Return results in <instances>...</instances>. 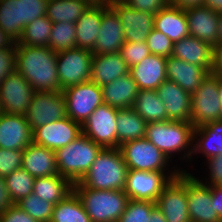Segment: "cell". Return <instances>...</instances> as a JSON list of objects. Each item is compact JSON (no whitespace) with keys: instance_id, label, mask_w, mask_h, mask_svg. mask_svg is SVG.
Instances as JSON below:
<instances>
[{"instance_id":"6da1fadb","label":"cell","mask_w":222,"mask_h":222,"mask_svg":"<svg viewBox=\"0 0 222 222\" xmlns=\"http://www.w3.org/2000/svg\"><path fill=\"white\" fill-rule=\"evenodd\" d=\"M15 61V70L31 84L35 92L62 91L57 72V53L49 47L15 42Z\"/></svg>"},{"instance_id":"7a4b0ae2","label":"cell","mask_w":222,"mask_h":222,"mask_svg":"<svg viewBox=\"0 0 222 222\" xmlns=\"http://www.w3.org/2000/svg\"><path fill=\"white\" fill-rule=\"evenodd\" d=\"M194 129L190 122L170 120L151 122L146 124L145 138L162 151L170 161L175 154H181L180 158L183 161L191 162Z\"/></svg>"},{"instance_id":"3957f363","label":"cell","mask_w":222,"mask_h":222,"mask_svg":"<svg viewBox=\"0 0 222 222\" xmlns=\"http://www.w3.org/2000/svg\"><path fill=\"white\" fill-rule=\"evenodd\" d=\"M127 172L119 148L102 149L78 183L93 190H124Z\"/></svg>"},{"instance_id":"277c9868","label":"cell","mask_w":222,"mask_h":222,"mask_svg":"<svg viewBox=\"0 0 222 222\" xmlns=\"http://www.w3.org/2000/svg\"><path fill=\"white\" fill-rule=\"evenodd\" d=\"M73 191L92 222H117L129 201L124 190H93L77 182Z\"/></svg>"},{"instance_id":"5b68a950","label":"cell","mask_w":222,"mask_h":222,"mask_svg":"<svg viewBox=\"0 0 222 222\" xmlns=\"http://www.w3.org/2000/svg\"><path fill=\"white\" fill-rule=\"evenodd\" d=\"M102 149L93 140L81 134L65 147L55 151L59 174L73 184L80 182Z\"/></svg>"},{"instance_id":"8992f818","label":"cell","mask_w":222,"mask_h":222,"mask_svg":"<svg viewBox=\"0 0 222 222\" xmlns=\"http://www.w3.org/2000/svg\"><path fill=\"white\" fill-rule=\"evenodd\" d=\"M173 168L168 170L169 173L128 170L124 192L129 200L152 201L156 203L163 189L183 171L180 167Z\"/></svg>"},{"instance_id":"52a82bcc","label":"cell","mask_w":222,"mask_h":222,"mask_svg":"<svg viewBox=\"0 0 222 222\" xmlns=\"http://www.w3.org/2000/svg\"><path fill=\"white\" fill-rule=\"evenodd\" d=\"M221 118L219 75L211 73L191 95V124L194 127H200Z\"/></svg>"},{"instance_id":"ba28073f","label":"cell","mask_w":222,"mask_h":222,"mask_svg":"<svg viewBox=\"0 0 222 222\" xmlns=\"http://www.w3.org/2000/svg\"><path fill=\"white\" fill-rule=\"evenodd\" d=\"M128 170L167 172L170 160L146 138L130 140L119 146Z\"/></svg>"},{"instance_id":"9c48e42d","label":"cell","mask_w":222,"mask_h":222,"mask_svg":"<svg viewBox=\"0 0 222 222\" xmlns=\"http://www.w3.org/2000/svg\"><path fill=\"white\" fill-rule=\"evenodd\" d=\"M93 53L79 47L57 53V72L61 90L91 81Z\"/></svg>"},{"instance_id":"30bf717a","label":"cell","mask_w":222,"mask_h":222,"mask_svg":"<svg viewBox=\"0 0 222 222\" xmlns=\"http://www.w3.org/2000/svg\"><path fill=\"white\" fill-rule=\"evenodd\" d=\"M62 93L66 99L67 116L81 126L104 103L101 86L91 81L70 86Z\"/></svg>"},{"instance_id":"8fae6325","label":"cell","mask_w":222,"mask_h":222,"mask_svg":"<svg viewBox=\"0 0 222 222\" xmlns=\"http://www.w3.org/2000/svg\"><path fill=\"white\" fill-rule=\"evenodd\" d=\"M117 112L118 109L105 103L99 105L81 126L82 134L103 149L118 148Z\"/></svg>"},{"instance_id":"7c38bea8","label":"cell","mask_w":222,"mask_h":222,"mask_svg":"<svg viewBox=\"0 0 222 222\" xmlns=\"http://www.w3.org/2000/svg\"><path fill=\"white\" fill-rule=\"evenodd\" d=\"M25 117L32 131L37 127L67 117L64 94L62 91L35 92Z\"/></svg>"},{"instance_id":"4fadbf2b","label":"cell","mask_w":222,"mask_h":222,"mask_svg":"<svg viewBox=\"0 0 222 222\" xmlns=\"http://www.w3.org/2000/svg\"><path fill=\"white\" fill-rule=\"evenodd\" d=\"M156 206L162 211L167 222H191L187 201V172H181L177 178L163 189Z\"/></svg>"},{"instance_id":"5bb4252c","label":"cell","mask_w":222,"mask_h":222,"mask_svg":"<svg viewBox=\"0 0 222 222\" xmlns=\"http://www.w3.org/2000/svg\"><path fill=\"white\" fill-rule=\"evenodd\" d=\"M35 90L16 70L0 83V102L6 114L25 116Z\"/></svg>"},{"instance_id":"9a60e30c","label":"cell","mask_w":222,"mask_h":222,"mask_svg":"<svg viewBox=\"0 0 222 222\" xmlns=\"http://www.w3.org/2000/svg\"><path fill=\"white\" fill-rule=\"evenodd\" d=\"M32 142L56 151L82 134L81 125L70 117L47 123L32 131Z\"/></svg>"},{"instance_id":"2e32d148","label":"cell","mask_w":222,"mask_h":222,"mask_svg":"<svg viewBox=\"0 0 222 222\" xmlns=\"http://www.w3.org/2000/svg\"><path fill=\"white\" fill-rule=\"evenodd\" d=\"M187 172V201L191 222H222L214 211L211 189L190 172Z\"/></svg>"},{"instance_id":"e0dca14e","label":"cell","mask_w":222,"mask_h":222,"mask_svg":"<svg viewBox=\"0 0 222 222\" xmlns=\"http://www.w3.org/2000/svg\"><path fill=\"white\" fill-rule=\"evenodd\" d=\"M118 16L123 27L125 42H145L154 28V14L136 11L126 3H114L109 6Z\"/></svg>"},{"instance_id":"ac0fdd59","label":"cell","mask_w":222,"mask_h":222,"mask_svg":"<svg viewBox=\"0 0 222 222\" xmlns=\"http://www.w3.org/2000/svg\"><path fill=\"white\" fill-rule=\"evenodd\" d=\"M189 34L215 47L219 42V14L204 6L184 8Z\"/></svg>"},{"instance_id":"d6986e66","label":"cell","mask_w":222,"mask_h":222,"mask_svg":"<svg viewBox=\"0 0 222 222\" xmlns=\"http://www.w3.org/2000/svg\"><path fill=\"white\" fill-rule=\"evenodd\" d=\"M99 33L92 51L93 54L119 52L125 42L123 27L116 13L109 6L102 4Z\"/></svg>"},{"instance_id":"ffe728a7","label":"cell","mask_w":222,"mask_h":222,"mask_svg":"<svg viewBox=\"0 0 222 222\" xmlns=\"http://www.w3.org/2000/svg\"><path fill=\"white\" fill-rule=\"evenodd\" d=\"M32 134L25 116L0 114V148L24 150L32 142Z\"/></svg>"},{"instance_id":"44dd1931","label":"cell","mask_w":222,"mask_h":222,"mask_svg":"<svg viewBox=\"0 0 222 222\" xmlns=\"http://www.w3.org/2000/svg\"><path fill=\"white\" fill-rule=\"evenodd\" d=\"M164 103L168 120L191 123V94L176 82L165 80L156 89Z\"/></svg>"},{"instance_id":"7402d4cb","label":"cell","mask_w":222,"mask_h":222,"mask_svg":"<svg viewBox=\"0 0 222 222\" xmlns=\"http://www.w3.org/2000/svg\"><path fill=\"white\" fill-rule=\"evenodd\" d=\"M172 56L213 73L214 47L198 38L189 35L173 43Z\"/></svg>"},{"instance_id":"603a6c76","label":"cell","mask_w":222,"mask_h":222,"mask_svg":"<svg viewBox=\"0 0 222 222\" xmlns=\"http://www.w3.org/2000/svg\"><path fill=\"white\" fill-rule=\"evenodd\" d=\"M166 61V57L150 54L129 69L139 90H156L167 80Z\"/></svg>"},{"instance_id":"cb8c5ba5","label":"cell","mask_w":222,"mask_h":222,"mask_svg":"<svg viewBox=\"0 0 222 222\" xmlns=\"http://www.w3.org/2000/svg\"><path fill=\"white\" fill-rule=\"evenodd\" d=\"M208 75L209 73L199 65L187 63L172 55L167 57V80L176 82L182 89L191 95Z\"/></svg>"},{"instance_id":"d4e9b609","label":"cell","mask_w":222,"mask_h":222,"mask_svg":"<svg viewBox=\"0 0 222 222\" xmlns=\"http://www.w3.org/2000/svg\"><path fill=\"white\" fill-rule=\"evenodd\" d=\"M22 168L35 178L58 175L54 150L31 142L23 150Z\"/></svg>"},{"instance_id":"484cf974","label":"cell","mask_w":222,"mask_h":222,"mask_svg":"<svg viewBox=\"0 0 222 222\" xmlns=\"http://www.w3.org/2000/svg\"><path fill=\"white\" fill-rule=\"evenodd\" d=\"M103 101L116 109L133 108L139 88L130 72L101 86Z\"/></svg>"},{"instance_id":"4316f807","label":"cell","mask_w":222,"mask_h":222,"mask_svg":"<svg viewBox=\"0 0 222 222\" xmlns=\"http://www.w3.org/2000/svg\"><path fill=\"white\" fill-rule=\"evenodd\" d=\"M129 67L119 52L113 54H93L91 82L98 86L112 82L129 73Z\"/></svg>"},{"instance_id":"83f0119b","label":"cell","mask_w":222,"mask_h":222,"mask_svg":"<svg viewBox=\"0 0 222 222\" xmlns=\"http://www.w3.org/2000/svg\"><path fill=\"white\" fill-rule=\"evenodd\" d=\"M154 29L165 34L173 43L190 35L184 9L171 4L154 15Z\"/></svg>"},{"instance_id":"f1b7e54d","label":"cell","mask_w":222,"mask_h":222,"mask_svg":"<svg viewBox=\"0 0 222 222\" xmlns=\"http://www.w3.org/2000/svg\"><path fill=\"white\" fill-rule=\"evenodd\" d=\"M101 25V4L92 3L75 22L76 47L93 51Z\"/></svg>"},{"instance_id":"f546056e","label":"cell","mask_w":222,"mask_h":222,"mask_svg":"<svg viewBox=\"0 0 222 222\" xmlns=\"http://www.w3.org/2000/svg\"><path fill=\"white\" fill-rule=\"evenodd\" d=\"M197 153L205 160L222 153V125L218 121L195 127L192 159Z\"/></svg>"},{"instance_id":"4dcf8cb0","label":"cell","mask_w":222,"mask_h":222,"mask_svg":"<svg viewBox=\"0 0 222 222\" xmlns=\"http://www.w3.org/2000/svg\"><path fill=\"white\" fill-rule=\"evenodd\" d=\"M72 192L73 183L60 174L34 180L33 193L53 205L58 204Z\"/></svg>"},{"instance_id":"1f68e13d","label":"cell","mask_w":222,"mask_h":222,"mask_svg":"<svg viewBox=\"0 0 222 222\" xmlns=\"http://www.w3.org/2000/svg\"><path fill=\"white\" fill-rule=\"evenodd\" d=\"M92 3L91 0H48L46 17L53 23L75 24Z\"/></svg>"},{"instance_id":"d6a6232c","label":"cell","mask_w":222,"mask_h":222,"mask_svg":"<svg viewBox=\"0 0 222 222\" xmlns=\"http://www.w3.org/2000/svg\"><path fill=\"white\" fill-rule=\"evenodd\" d=\"M116 123L118 148L124 142L145 138L147 123L133 108L118 109Z\"/></svg>"},{"instance_id":"836d02e7","label":"cell","mask_w":222,"mask_h":222,"mask_svg":"<svg viewBox=\"0 0 222 222\" xmlns=\"http://www.w3.org/2000/svg\"><path fill=\"white\" fill-rule=\"evenodd\" d=\"M133 109L146 123L167 121V111L156 90H139Z\"/></svg>"},{"instance_id":"e575fe53","label":"cell","mask_w":222,"mask_h":222,"mask_svg":"<svg viewBox=\"0 0 222 222\" xmlns=\"http://www.w3.org/2000/svg\"><path fill=\"white\" fill-rule=\"evenodd\" d=\"M51 222H92L83 204L73 191L65 199L54 205Z\"/></svg>"},{"instance_id":"d590c367","label":"cell","mask_w":222,"mask_h":222,"mask_svg":"<svg viewBox=\"0 0 222 222\" xmlns=\"http://www.w3.org/2000/svg\"><path fill=\"white\" fill-rule=\"evenodd\" d=\"M53 22L45 16L28 23L18 43L26 46L49 47Z\"/></svg>"},{"instance_id":"8d00e7d4","label":"cell","mask_w":222,"mask_h":222,"mask_svg":"<svg viewBox=\"0 0 222 222\" xmlns=\"http://www.w3.org/2000/svg\"><path fill=\"white\" fill-rule=\"evenodd\" d=\"M0 28L14 41L21 38V21L18 0L0 1Z\"/></svg>"},{"instance_id":"74e56055","label":"cell","mask_w":222,"mask_h":222,"mask_svg":"<svg viewBox=\"0 0 222 222\" xmlns=\"http://www.w3.org/2000/svg\"><path fill=\"white\" fill-rule=\"evenodd\" d=\"M35 177L25 169H16L12 174L5 177L6 189L13 204L33 192Z\"/></svg>"},{"instance_id":"f35d334b","label":"cell","mask_w":222,"mask_h":222,"mask_svg":"<svg viewBox=\"0 0 222 222\" xmlns=\"http://www.w3.org/2000/svg\"><path fill=\"white\" fill-rule=\"evenodd\" d=\"M76 47L75 24L70 22L53 23L49 48L55 53Z\"/></svg>"},{"instance_id":"ab89813d","label":"cell","mask_w":222,"mask_h":222,"mask_svg":"<svg viewBox=\"0 0 222 222\" xmlns=\"http://www.w3.org/2000/svg\"><path fill=\"white\" fill-rule=\"evenodd\" d=\"M18 207L39 222H50L54 205L41 199L33 192L16 203Z\"/></svg>"},{"instance_id":"60d3db41","label":"cell","mask_w":222,"mask_h":222,"mask_svg":"<svg viewBox=\"0 0 222 222\" xmlns=\"http://www.w3.org/2000/svg\"><path fill=\"white\" fill-rule=\"evenodd\" d=\"M155 206L156 203L152 201L129 200L117 222H149Z\"/></svg>"},{"instance_id":"b9f144b4","label":"cell","mask_w":222,"mask_h":222,"mask_svg":"<svg viewBox=\"0 0 222 222\" xmlns=\"http://www.w3.org/2000/svg\"><path fill=\"white\" fill-rule=\"evenodd\" d=\"M18 2L22 36L23 30L28 23L46 15L48 0H18Z\"/></svg>"},{"instance_id":"7bdbcfd3","label":"cell","mask_w":222,"mask_h":222,"mask_svg":"<svg viewBox=\"0 0 222 222\" xmlns=\"http://www.w3.org/2000/svg\"><path fill=\"white\" fill-rule=\"evenodd\" d=\"M121 57L126 61L129 68L138 64L144 58L148 57L151 52L145 42H124L119 50Z\"/></svg>"},{"instance_id":"ee69618b","label":"cell","mask_w":222,"mask_h":222,"mask_svg":"<svg viewBox=\"0 0 222 222\" xmlns=\"http://www.w3.org/2000/svg\"><path fill=\"white\" fill-rule=\"evenodd\" d=\"M146 43L151 54L166 58L172 55L173 42L159 30L153 28L147 36Z\"/></svg>"},{"instance_id":"f6af8a7d","label":"cell","mask_w":222,"mask_h":222,"mask_svg":"<svg viewBox=\"0 0 222 222\" xmlns=\"http://www.w3.org/2000/svg\"><path fill=\"white\" fill-rule=\"evenodd\" d=\"M23 150L0 148V177L5 178L22 168Z\"/></svg>"},{"instance_id":"bcb514c9","label":"cell","mask_w":222,"mask_h":222,"mask_svg":"<svg viewBox=\"0 0 222 222\" xmlns=\"http://www.w3.org/2000/svg\"><path fill=\"white\" fill-rule=\"evenodd\" d=\"M208 161L204 162L208 164V178H206V181H203L201 179L200 181L209 187L215 186V187H222V153L213 156Z\"/></svg>"},{"instance_id":"7dc6e473","label":"cell","mask_w":222,"mask_h":222,"mask_svg":"<svg viewBox=\"0 0 222 222\" xmlns=\"http://www.w3.org/2000/svg\"><path fill=\"white\" fill-rule=\"evenodd\" d=\"M128 6L136 11H145L156 14L170 4L169 0H125Z\"/></svg>"},{"instance_id":"c3c4849f","label":"cell","mask_w":222,"mask_h":222,"mask_svg":"<svg viewBox=\"0 0 222 222\" xmlns=\"http://www.w3.org/2000/svg\"><path fill=\"white\" fill-rule=\"evenodd\" d=\"M15 48L0 49V83L15 71Z\"/></svg>"},{"instance_id":"681fc988","label":"cell","mask_w":222,"mask_h":222,"mask_svg":"<svg viewBox=\"0 0 222 222\" xmlns=\"http://www.w3.org/2000/svg\"><path fill=\"white\" fill-rule=\"evenodd\" d=\"M0 222H39L33 219L28 213L16 204L10 206L5 212L0 214Z\"/></svg>"},{"instance_id":"f907efd6","label":"cell","mask_w":222,"mask_h":222,"mask_svg":"<svg viewBox=\"0 0 222 222\" xmlns=\"http://www.w3.org/2000/svg\"><path fill=\"white\" fill-rule=\"evenodd\" d=\"M12 205L13 202L11 201L6 189L5 178L0 177V214L5 212Z\"/></svg>"},{"instance_id":"816d5d0a","label":"cell","mask_w":222,"mask_h":222,"mask_svg":"<svg viewBox=\"0 0 222 222\" xmlns=\"http://www.w3.org/2000/svg\"><path fill=\"white\" fill-rule=\"evenodd\" d=\"M211 189V201L214 211L222 219V187H209Z\"/></svg>"},{"instance_id":"f5cc1de1","label":"cell","mask_w":222,"mask_h":222,"mask_svg":"<svg viewBox=\"0 0 222 222\" xmlns=\"http://www.w3.org/2000/svg\"><path fill=\"white\" fill-rule=\"evenodd\" d=\"M213 73L222 76V41L214 47Z\"/></svg>"},{"instance_id":"db71d44e","label":"cell","mask_w":222,"mask_h":222,"mask_svg":"<svg viewBox=\"0 0 222 222\" xmlns=\"http://www.w3.org/2000/svg\"><path fill=\"white\" fill-rule=\"evenodd\" d=\"M170 4L180 8H187L191 6H201L203 0H169Z\"/></svg>"},{"instance_id":"11a10c76","label":"cell","mask_w":222,"mask_h":222,"mask_svg":"<svg viewBox=\"0 0 222 222\" xmlns=\"http://www.w3.org/2000/svg\"><path fill=\"white\" fill-rule=\"evenodd\" d=\"M15 48V42L0 28V49Z\"/></svg>"},{"instance_id":"9f6ffc18","label":"cell","mask_w":222,"mask_h":222,"mask_svg":"<svg viewBox=\"0 0 222 222\" xmlns=\"http://www.w3.org/2000/svg\"><path fill=\"white\" fill-rule=\"evenodd\" d=\"M202 6L217 13L222 12V0H203Z\"/></svg>"},{"instance_id":"6f0895ef","label":"cell","mask_w":222,"mask_h":222,"mask_svg":"<svg viewBox=\"0 0 222 222\" xmlns=\"http://www.w3.org/2000/svg\"><path fill=\"white\" fill-rule=\"evenodd\" d=\"M149 222H167V220L163 216L162 211L157 206H155L151 211Z\"/></svg>"},{"instance_id":"680465c9","label":"cell","mask_w":222,"mask_h":222,"mask_svg":"<svg viewBox=\"0 0 222 222\" xmlns=\"http://www.w3.org/2000/svg\"><path fill=\"white\" fill-rule=\"evenodd\" d=\"M124 1L125 0H96V3L106 5V6H110L111 4L121 3V2H124Z\"/></svg>"},{"instance_id":"91938a15","label":"cell","mask_w":222,"mask_h":222,"mask_svg":"<svg viewBox=\"0 0 222 222\" xmlns=\"http://www.w3.org/2000/svg\"><path fill=\"white\" fill-rule=\"evenodd\" d=\"M218 14H219V27H218L219 42H221L222 41V12H220Z\"/></svg>"},{"instance_id":"94428289","label":"cell","mask_w":222,"mask_h":222,"mask_svg":"<svg viewBox=\"0 0 222 222\" xmlns=\"http://www.w3.org/2000/svg\"><path fill=\"white\" fill-rule=\"evenodd\" d=\"M219 95L222 103V76H219Z\"/></svg>"},{"instance_id":"6125c7cd","label":"cell","mask_w":222,"mask_h":222,"mask_svg":"<svg viewBox=\"0 0 222 222\" xmlns=\"http://www.w3.org/2000/svg\"><path fill=\"white\" fill-rule=\"evenodd\" d=\"M2 112H3V111H2L1 102H0V114H1Z\"/></svg>"},{"instance_id":"be15d7a7","label":"cell","mask_w":222,"mask_h":222,"mask_svg":"<svg viewBox=\"0 0 222 222\" xmlns=\"http://www.w3.org/2000/svg\"><path fill=\"white\" fill-rule=\"evenodd\" d=\"M218 122L222 125V118L218 120Z\"/></svg>"}]
</instances>
